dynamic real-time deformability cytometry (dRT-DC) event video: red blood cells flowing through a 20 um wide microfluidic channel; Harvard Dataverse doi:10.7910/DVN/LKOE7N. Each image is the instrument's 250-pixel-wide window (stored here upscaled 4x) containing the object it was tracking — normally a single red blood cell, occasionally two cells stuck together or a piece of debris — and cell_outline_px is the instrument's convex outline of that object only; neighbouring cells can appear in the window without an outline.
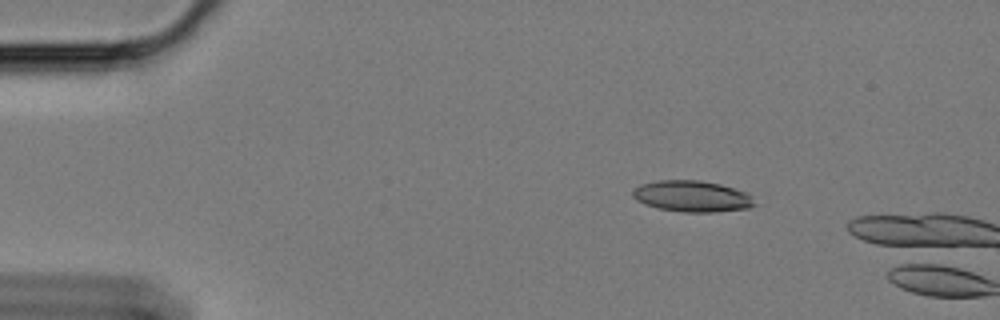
{"species": "Egyptian fruit bat (a non-hibernating species)", "species_latin": "Rousettus aegyptiacus", "temperature_condition": "cold", "stored_images_in_passage": 3, "camera_frame_rate_fps": 3000, "um_per_image_px": 0.085, "animal": {"sex": "female"}, "frame": {"image": 1, "passage_image": 1, "time_ms": 0.0, "image_size_px": [1000, 320], "cell_outline_px": [[756, 204], [748, 208], [716, 212], [680, 212], [656, 208], [644, 204], [636, 200], [632, 196], [632, 192], [640, 184], [660, 180], [700, 180], [720, 184], [748, 192], [752, 196]], "centroid_in_image_um": [58.83, 16.69], "position_along_channel_um": 26.2, "area_um2": 22.37}}